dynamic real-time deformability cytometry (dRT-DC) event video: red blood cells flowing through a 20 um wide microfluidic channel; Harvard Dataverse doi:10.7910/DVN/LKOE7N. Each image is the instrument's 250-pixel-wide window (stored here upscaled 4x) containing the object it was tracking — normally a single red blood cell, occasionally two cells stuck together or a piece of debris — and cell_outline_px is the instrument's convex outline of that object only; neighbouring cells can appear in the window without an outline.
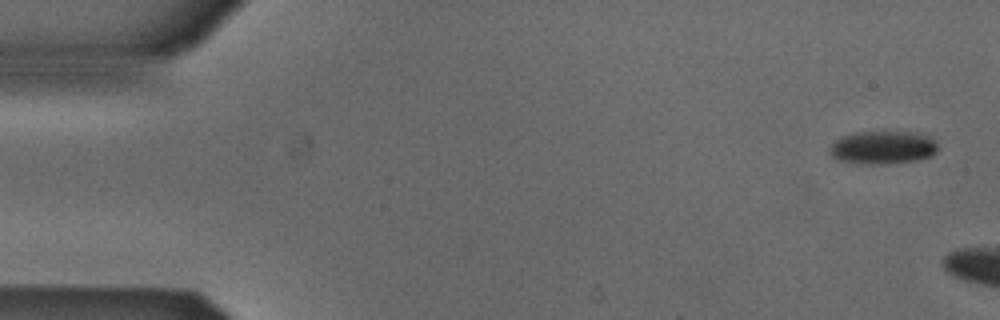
{"species": "Egyptian fruit bat (a non-hibernating species)", "species_latin": "Rousettus aegyptiacus", "temperature_condition": "cold", "stored_images_in_passage": 2, "camera_frame_rate_fps": 3000, "um_per_image_px": 0.085, "animal": {"sex": "male"}, "frame": {"image": 1, "passage_image": 1, "time_ms": 0.0, "image_size_px": [1000, 320], "cell_outline_px": [[936, 152], [932, 156], [916, 160], [884, 164], [864, 164], [840, 160], [832, 156], [832, 144], [836, 140], [844, 136], [856, 132], [916, 132], [928, 136], [936, 144]], "centroid_in_image_um": [75.07, 12.54], "position_along_channel_um": 9.9, "area_um2": 20.46}}